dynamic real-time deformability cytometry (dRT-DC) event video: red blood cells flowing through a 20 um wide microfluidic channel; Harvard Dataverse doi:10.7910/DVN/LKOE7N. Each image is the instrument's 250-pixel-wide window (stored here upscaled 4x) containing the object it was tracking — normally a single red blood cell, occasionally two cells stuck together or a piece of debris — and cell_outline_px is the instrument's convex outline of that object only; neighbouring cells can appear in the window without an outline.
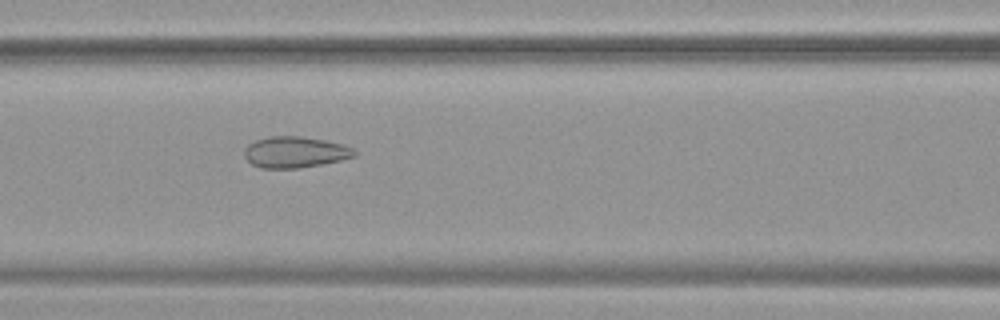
{"species": "common noctule bat (a hibernating species)", "species_latin": "Nyctalus noctula", "temperature_condition": "warm", "stored_images_in_passage": 54, "camera_frame_rate_fps": 3000, "um_per_image_px": 0.085, "animal": {"sex": "female", "body_mass_g": 19.9}, "frame": {"image": 1, "passage_image": 24, "time_ms": 7.667, "image_size_px": [1000, 320], "cell_outline_px": [[356, 156], [340, 160], [300, 168], [260, 168], [252, 164], [244, 156], [244, 148], [248, 144], [256, 140], [272, 136], [300, 136], [324, 140], [344, 144], [352, 148], [356, 152]], "centroid_in_image_um": [25.07, 12.93], "position_along_channel_um": 141.5, "area_um2": 19.94}}
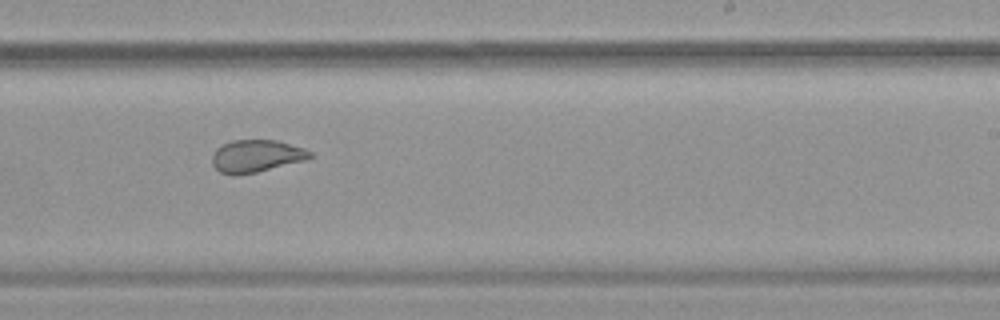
{"frame": {"image": 2, "passage_image": 34, "time_ms": 11.0, "image_size_px": [1000, 320], "cell_outline_px": [[312, 156], [308, 160], [256, 172], [220, 172], [212, 164], [212, 156], [216, 148], [232, 140], [276, 140], [304, 148], [312, 152]], "centroid_in_image_um": [21.84, 13.23], "position_along_channel_um": 267.2, "area_um2": 18.03}}
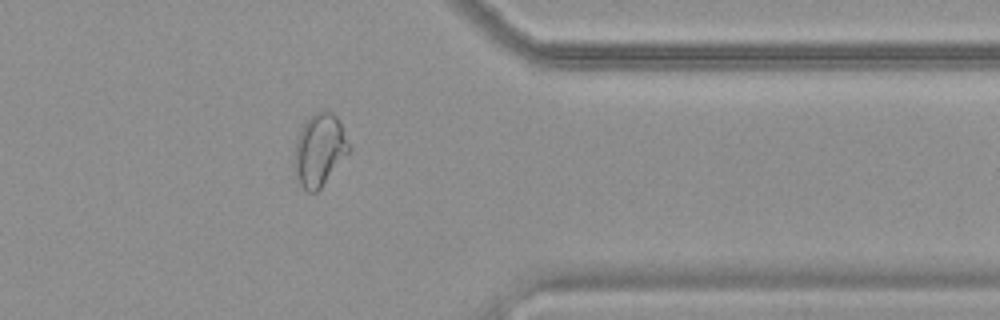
{"frame": {"image": 3, "passage_image": 44, "time_ms": 14.333, "image_size_px": [1000, 320], "cell_outline_px": [[352, 148], [320, 188], [316, 192], [308, 192], [300, 184], [292, 172], [292, 168], [296, 140], [300, 128], [316, 112], [332, 112], [336, 116]], "centroid_in_image_um": [27.12, 12.78], "position_along_channel_um": 384.3, "area_um2": 22.89}, "authors_computed_cell_mechanics": {"area_um2": 24.4783, "velocity_mm_per_s": 3.7942, "shape_relaxation_time_tau1_ms": null, "shape_relaxation_time_tau2_ms": 0.9405, "deformation_change_tau1": null, "deformation_change_tau2": 0.0761}}